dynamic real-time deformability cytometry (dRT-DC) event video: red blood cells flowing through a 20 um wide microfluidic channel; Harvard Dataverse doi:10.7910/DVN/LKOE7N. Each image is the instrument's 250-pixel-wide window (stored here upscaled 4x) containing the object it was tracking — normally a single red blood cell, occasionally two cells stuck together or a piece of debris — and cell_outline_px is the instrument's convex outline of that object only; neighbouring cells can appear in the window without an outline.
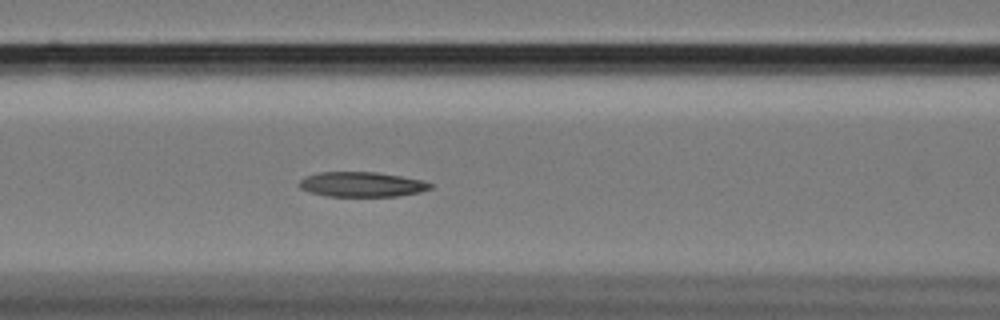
{"species": "Egyptian fruit bat (a non-hibernating species)", "species_latin": "Rousettus aegyptiacus", "temperature_condition": "cold", "stored_images_in_passage": 49, "camera_frame_rate_fps": 3000, "um_per_image_px": 0.085, "animal": {"sex": "female"}, "frame": {"image": 1, "passage_image": 15, "time_ms": 4.667, "image_size_px": [1000, 320], "cell_outline_px": [[432, 188], [420, 192], [396, 196], [328, 196], [308, 192], [300, 188], [300, 180], [308, 176], [320, 172], [376, 172], [400, 176], [420, 180], [432, 184]], "centroid_in_image_um": [30.75, 15.68], "position_along_channel_um": 135.9, "area_um2": 18.79}}
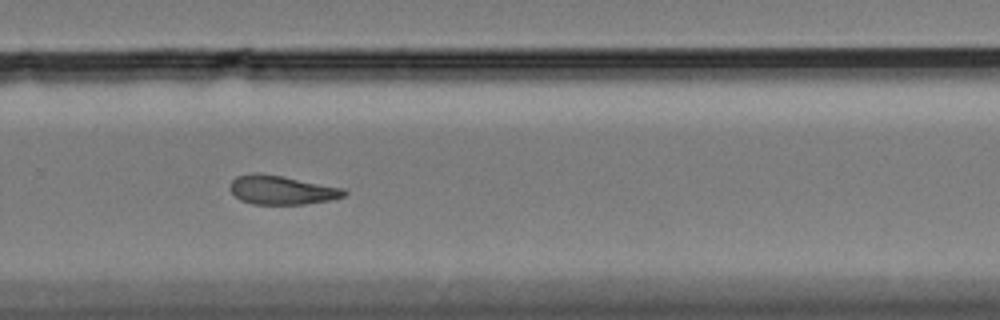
{"frame": {"image": 2, "passage_image": 30, "time_ms": 9.667, "image_size_px": [1000, 320], "cell_outline_px": [[348, 192], [344, 196], [332, 200], [304, 204], [252, 204], [240, 200], [232, 192], [232, 180], [236, 176], [252, 172], [256, 172], [284, 176], [344, 188]], "centroid_in_image_um": [23.97, 16.14], "position_along_channel_um": 305.8, "area_um2": 19.31}}
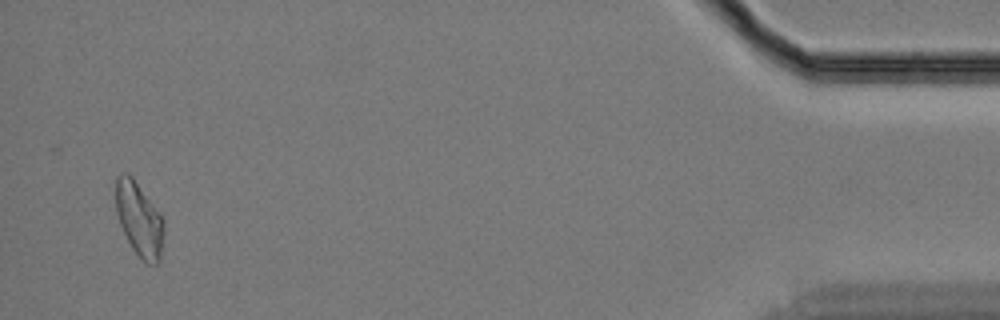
{"frame": {"image": 3, "passage_image": 47, "time_ms": 15.333, "image_size_px": [1000, 320], "cell_outline_px": [[164, 232], [160, 260], [156, 264], [144, 264], [132, 248], [120, 224], [116, 212], [116, 176], [132, 176], [164, 220]], "centroid_in_image_um": [11.85, 18.72], "position_along_channel_um": 423.4, "area_um2": 20.4}, "authors_computed_cell_mechanics": {"area_um2": 19.652, "velocity_mm_per_s": 3.4087, "shape_relaxation_time_tau1_ms": null, "shape_relaxation_time_tau2_ms": 8.7039, "deformation_change_tau1": null, "deformation_change_tau2": 0.1735}}